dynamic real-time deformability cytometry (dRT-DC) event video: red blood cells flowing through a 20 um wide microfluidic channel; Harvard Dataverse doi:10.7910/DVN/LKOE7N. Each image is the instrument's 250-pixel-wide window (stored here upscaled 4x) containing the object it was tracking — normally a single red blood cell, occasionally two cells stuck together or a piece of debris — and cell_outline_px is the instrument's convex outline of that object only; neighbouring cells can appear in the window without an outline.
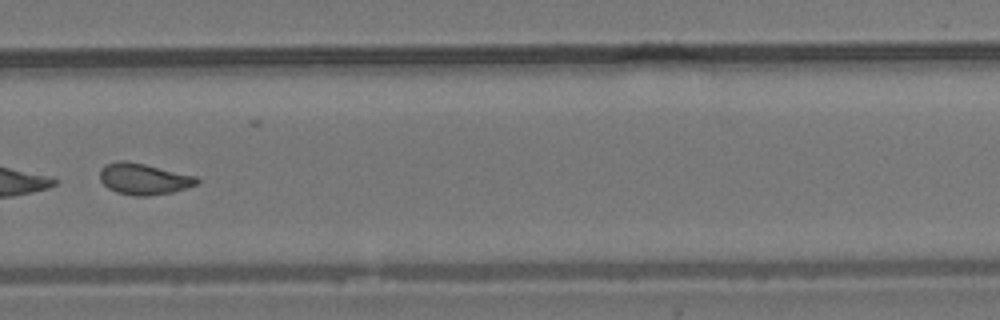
{"species": "common noctule bat (a hibernating species)", "species_latin": "Nyctalus noctula", "temperature_condition": "room temperature", "stored_images_in_passage": 8, "camera_frame_rate_fps": 3000, "um_per_image_px": 0.085, "animal": {"sex": "male", "body_mass_g": 19.2, "forearm_length_mm": 51.8}, "frame": {"image": 1, "passage_image": 8, "time_ms": 8.333, "image_size_px": [1000, 320], "cell_outline_px": [[200, 180], [196, 184], [188, 188], [172, 192], [148, 196], [136, 196], [116, 192], [108, 188], [100, 180], [100, 168], [104, 164], [120, 160], [128, 160], [196, 176]], "centroid_in_image_um": [12.2, 15.2], "position_along_channel_um": 317.6, "area_um2": 17.8}}